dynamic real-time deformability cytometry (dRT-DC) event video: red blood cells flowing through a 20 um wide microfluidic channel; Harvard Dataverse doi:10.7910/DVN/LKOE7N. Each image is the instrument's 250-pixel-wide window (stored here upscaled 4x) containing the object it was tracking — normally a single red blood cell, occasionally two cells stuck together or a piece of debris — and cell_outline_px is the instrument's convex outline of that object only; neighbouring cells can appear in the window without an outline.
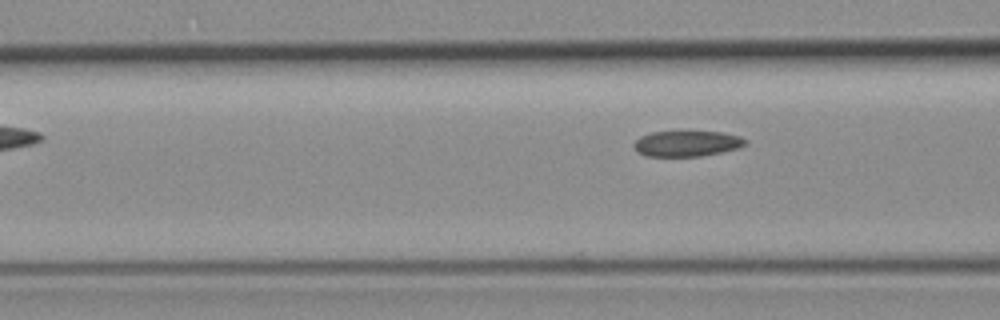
{"species": "common noctule bat (a hibernating species)", "species_latin": "Nyctalus noctula", "temperature_condition": "room temperature", "stored_images_in_passage": 6, "camera_frame_rate_fps": 3000, "um_per_image_px": 0.085, "animal": {"sex": "female", "body_mass_g": 19.3, "forearm_length_mm": 54.1}, "frame": {"image": 1, "passage_image": 6, "time_ms": 6.667, "image_size_px": [1000, 320], "cell_outline_px": [[748, 144], [740, 148], [700, 156], [644, 156], [636, 152], [636, 140], [640, 136], [652, 132], [720, 132], [740, 136], [748, 140]], "centroid_in_image_um": [58.43, 12.21], "position_along_channel_um": 108.2, "area_um2": 16.59}}